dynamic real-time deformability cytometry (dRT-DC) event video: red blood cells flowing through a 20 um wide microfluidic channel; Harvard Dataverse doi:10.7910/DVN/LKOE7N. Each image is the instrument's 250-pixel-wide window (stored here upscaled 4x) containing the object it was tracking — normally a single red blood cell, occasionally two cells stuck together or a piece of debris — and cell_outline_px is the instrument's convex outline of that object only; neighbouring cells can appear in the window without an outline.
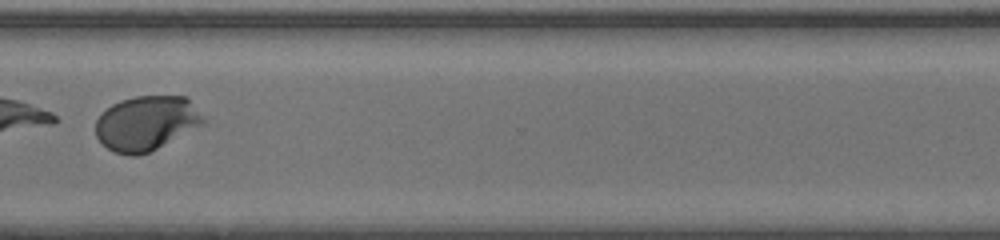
{"species": "human", "species_latin": "Homo sapiens", "temperature_condition": "room temperature", "stored_images_in_passage": 46, "segment_of_instrument_passage": [2, 2], "camera_frame_rate_fps": 3000, "um_per_image_px": 0.085, "donor": {"sex": "male"}, "frame": {"image": 1, "passage_image": 38, "time_ms": 12.333, "image_size_px": [1000, 240], "cell_outline_px": [[204, 124], [140, 156], [128, 156], [116, 152], [108, 148], [96, 136], [96, 120], [112, 104], [120, 100], [136, 96], [188, 96], [204, 120]], "centroid_in_image_um": [12.43, 10.46], "position_along_channel_um": 358.2, "area_um2": 33.87}}